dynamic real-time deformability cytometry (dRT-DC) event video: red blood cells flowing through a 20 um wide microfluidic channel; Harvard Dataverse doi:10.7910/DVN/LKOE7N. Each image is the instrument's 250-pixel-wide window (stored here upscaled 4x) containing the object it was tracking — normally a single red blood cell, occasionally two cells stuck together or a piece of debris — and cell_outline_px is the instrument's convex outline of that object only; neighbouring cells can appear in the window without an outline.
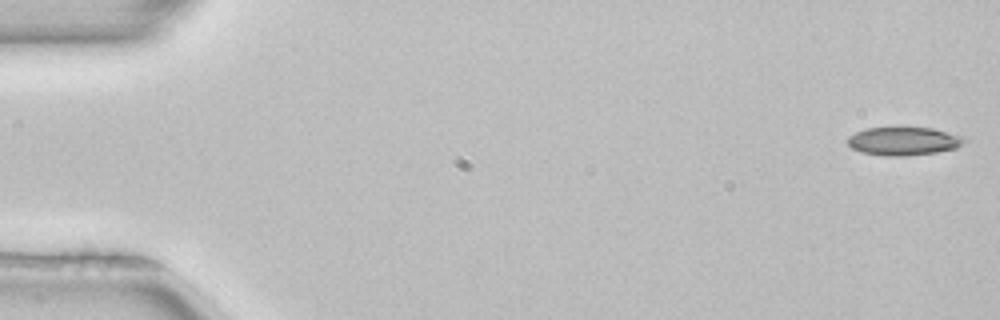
{"species": "common noctule bat (a hibernating species)", "species_latin": "Nyctalus noctula", "temperature_condition": "room temperature", "stored_images_in_passage": 4, "camera_frame_rate_fps": 3000, "um_per_image_px": 0.085, "animal": {"sex": "female", "body_mass_g": 22.7, "forearm_length_mm": 54.2}, "frame": {"image": 1, "passage_image": 1, "time_ms": 0.0, "image_size_px": [1000, 320], "cell_outline_px": [[968, 140], [956, 148], [936, 152], [908, 156], [884, 156], [860, 152], [852, 148], [848, 144], [848, 136], [864, 128], [900, 124], [932, 128], [964, 136]], "centroid_in_image_um": [76.79, 11.94], "position_along_channel_um": 8.2, "area_um2": 20.29}}
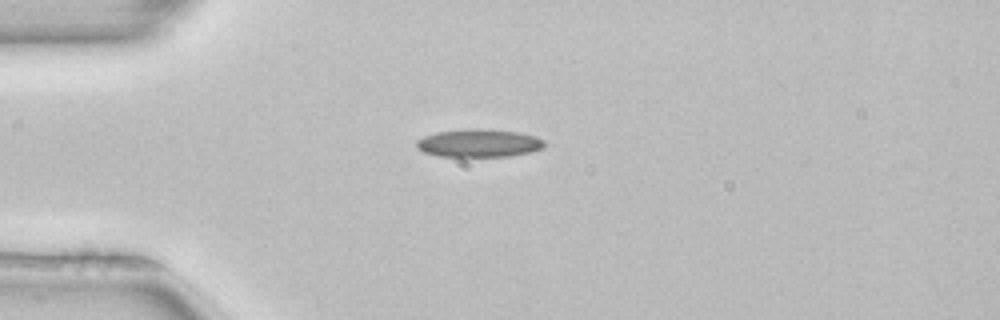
{"frame": {"image": 2, "passage_image": 3, "time_ms": 0.667, "image_size_px": [1000, 320], "cell_outline_px": [[544, 148], [532, 152], [508, 156], [440, 156], [424, 152], [416, 148], [416, 140], [424, 136], [436, 132], [472, 128], [488, 128], [520, 132], [536, 136], [544, 140]], "centroid_in_image_um": [40.73, 12.15], "position_along_channel_um": 44.3, "area_um2": 21.1}}
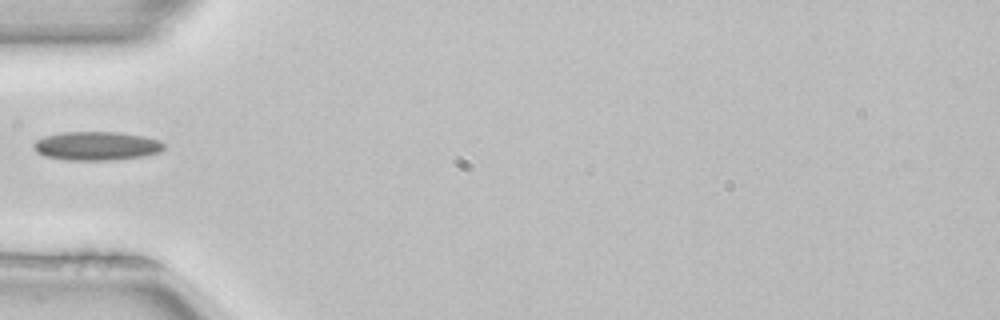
{"frame": {"image": 3, "passage_image": 4, "time_ms": 1.0, "image_size_px": [1000, 320], "cell_outline_px": [[164, 148], [160, 152], [144, 156], [108, 160], [68, 160], [44, 156], [36, 152], [32, 144], [36, 140], [44, 136], [64, 132], [120, 132], [144, 136], [160, 140], [164, 144]], "centroid_in_image_um": [8.2, 12.4], "position_along_channel_um": 76.8, "area_um2": 21.91}}